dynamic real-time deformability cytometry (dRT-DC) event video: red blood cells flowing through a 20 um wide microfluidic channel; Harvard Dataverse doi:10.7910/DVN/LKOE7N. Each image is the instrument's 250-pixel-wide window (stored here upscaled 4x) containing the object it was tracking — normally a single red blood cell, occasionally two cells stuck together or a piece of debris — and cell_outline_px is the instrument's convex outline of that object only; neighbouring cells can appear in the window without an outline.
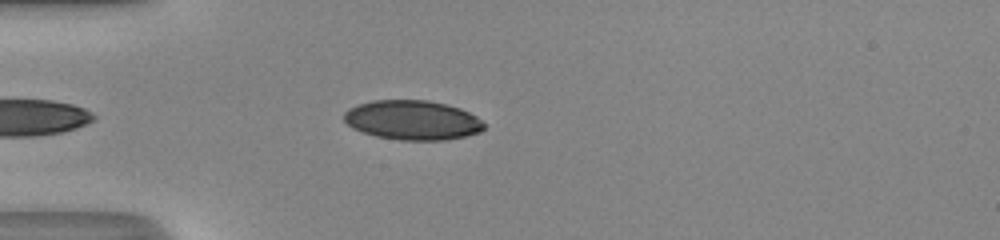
{"species": "human", "species_latin": "Homo sapiens", "temperature_condition": "room temperature", "stored_images_in_passage": 34, "camera_frame_rate_fps": 3000, "um_per_image_px": 0.085, "donor": {"sex": "male"}, "frame": {"image": 1, "passage_image": 2, "time_ms": 0.333, "image_size_px": [1000, 240], "cell_outline_px": [[484, 128], [480, 132], [464, 136], [444, 140], [400, 140], [376, 136], [352, 128], [344, 120], [344, 112], [348, 108], [356, 104], [372, 100], [428, 100], [448, 104], [460, 108], [476, 116], [484, 124]], "centroid_in_image_um": [35.04, 10.2], "position_along_channel_um": 50.0, "area_um2": 32.31}}
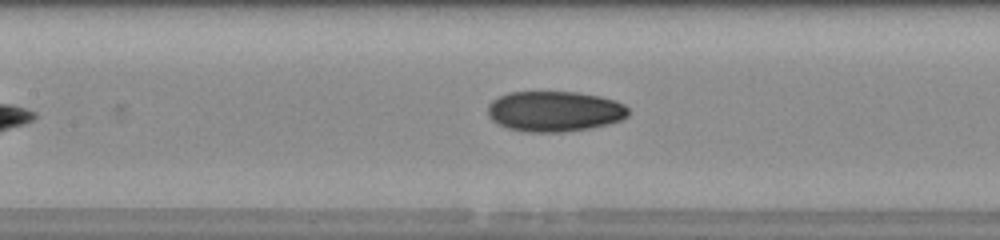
{"frame": {"image": 2, "passage_image": 11, "time_ms": 3.333, "image_size_px": [1000, 240], "cell_outline_px": [[628, 116], [620, 120], [608, 124], [588, 128], [564, 132], [524, 132], [508, 128], [492, 120], [488, 116], [488, 104], [492, 100], [508, 92], [576, 92], [600, 96], [624, 104], [628, 108]], "centroid_in_image_um": [47.12, 9.46], "position_along_channel_um": 160.3, "area_um2": 33.12}}
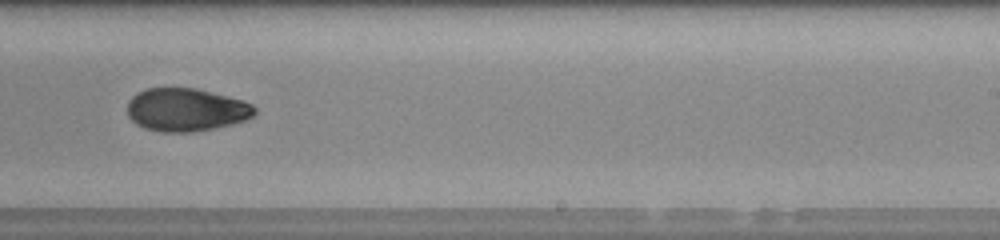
{"frame": {"image": 3, "passage_image": 19, "time_ms": 6.0, "image_size_px": [1000, 240], "cell_outline_px": [[256, 112], [252, 116], [244, 120], [232, 124], [192, 132], [164, 132], [144, 128], [136, 124], [128, 116], [128, 100], [136, 92], [148, 88], [196, 88], [244, 100], [252, 104], [256, 108]], "centroid_in_image_um": [15.81, 9.32], "position_along_channel_um": 273.2, "area_um2": 31.96}, "authors_computed_cell_mechanics": {"area_um2": 32.8015, "velocity_mm_per_s": 4.2478, "shape_relaxation_time_tau1_ms": null, "shape_relaxation_time_tau2_ms": 3.4545, "deformation_change_tau1": null, "deformation_change_tau2": 0.0604}}